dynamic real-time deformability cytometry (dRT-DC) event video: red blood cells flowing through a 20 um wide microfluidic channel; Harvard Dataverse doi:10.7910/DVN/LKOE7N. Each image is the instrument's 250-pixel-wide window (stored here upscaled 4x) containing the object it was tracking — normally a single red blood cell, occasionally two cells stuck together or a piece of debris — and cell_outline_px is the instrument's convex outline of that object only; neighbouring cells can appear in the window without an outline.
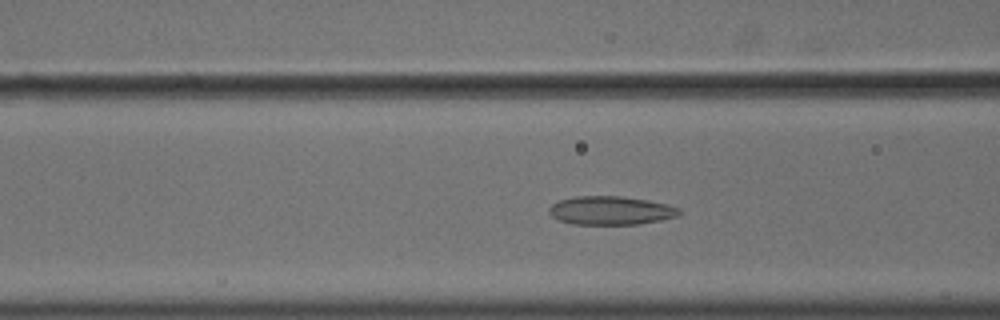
{"species": "common noctule bat (a hibernating species)", "species_latin": "Nyctalus noctula", "temperature_condition": "cold", "stored_images_in_passage": 56, "camera_frame_rate_fps": 3000, "um_per_image_px": 0.085, "animal": {"sex": "male", "body_mass_g": 18.8}, "frame": {"image": 1, "passage_image": 23, "time_ms": 7.333, "image_size_px": [1000, 320], "cell_outline_px": [[680, 212], [676, 216], [660, 220], [636, 224], [572, 224], [560, 220], [552, 216], [548, 212], [548, 208], [552, 204], [560, 200], [576, 196], [620, 196], [648, 200], [668, 204], [680, 208]], "centroid_in_image_um": [51.9, 17.88], "position_along_channel_um": 114.7, "area_um2": 21.56}}
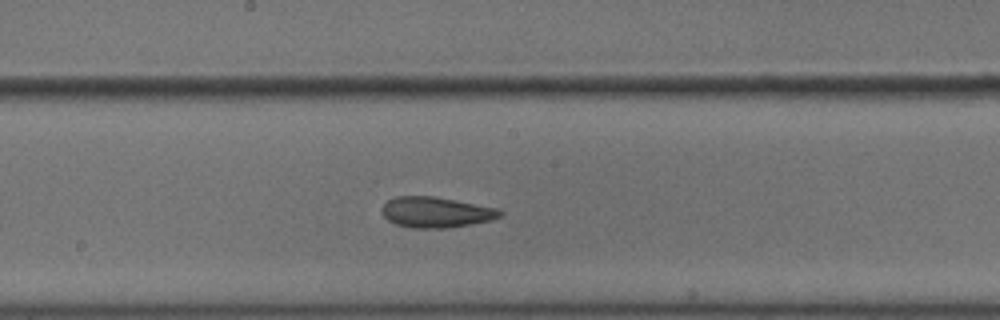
{"frame": {"image": 2, "passage_image": 31, "time_ms": 10.0, "image_size_px": [1000, 320], "cell_outline_px": [[504, 212], [500, 216], [492, 220], [444, 228], [412, 228], [396, 224], [388, 220], [384, 216], [384, 204], [388, 200], [396, 196], [436, 196], [500, 208]], "centroid_in_image_um": [37.11, 18.03], "position_along_channel_um": 211.1, "area_um2": 21.04}}
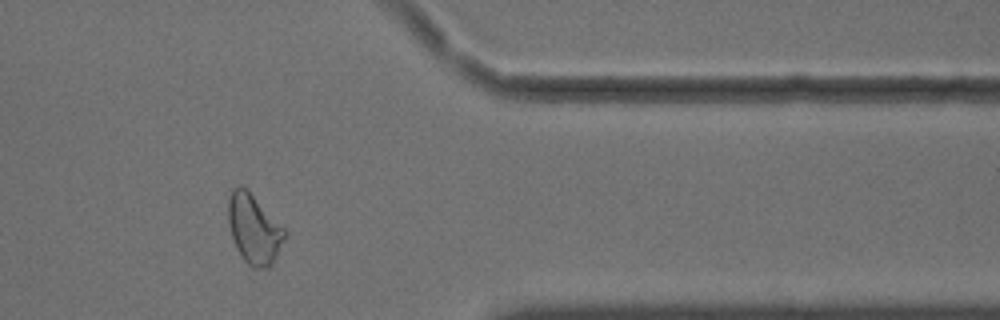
{"frame": {"image": 3, "passage_image": 47, "time_ms": 15.333, "image_size_px": [1000, 320], "cell_outline_px": [[288, 232], [272, 264], [268, 268], [252, 268], [244, 260], [236, 248], [228, 224], [228, 196], [232, 188], [236, 184], [240, 184]], "centroid_in_image_um": [21.56, 19.48], "position_along_channel_um": 389.8, "area_um2": 22.54}, "authors_computed_cell_mechanics": {"area_um2": 23.2356, "velocity_mm_per_s": 3.6112, "shape_relaxation_time_tau1_ms": 6.6805, "shape_relaxation_time_tau2_ms": 2.8464, "deformation_change_tau1": 0.1094, "deformation_change_tau2": 0.0998}}